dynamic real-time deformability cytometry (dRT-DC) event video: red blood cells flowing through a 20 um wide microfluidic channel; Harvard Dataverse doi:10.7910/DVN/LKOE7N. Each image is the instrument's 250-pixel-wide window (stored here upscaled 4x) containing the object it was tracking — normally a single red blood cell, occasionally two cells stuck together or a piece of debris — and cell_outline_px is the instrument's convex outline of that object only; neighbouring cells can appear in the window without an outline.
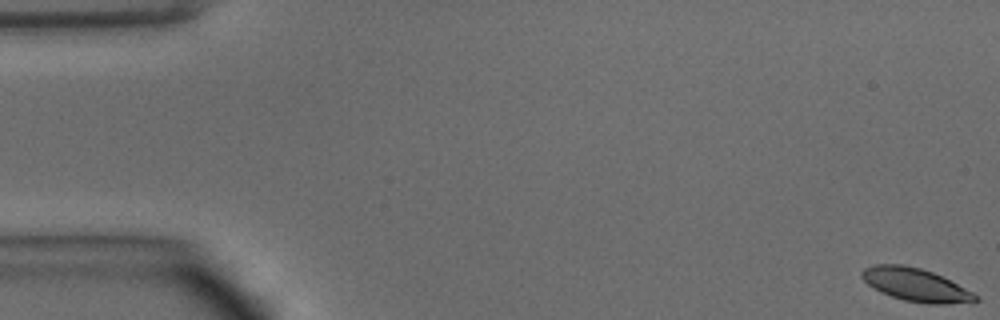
{"species": "common noctule bat (a hibernating species)", "species_latin": "Nyctalus noctula", "temperature_condition": "warm", "stored_images_in_passage": 50, "camera_frame_rate_fps": 3000, "um_per_image_px": 0.085, "animal": {"sex": "male", "body_mass_g": 15.6}, "frame": {"image": 1, "passage_image": 1, "time_ms": 0.0, "image_size_px": [1000, 320], "cell_outline_px": [[980, 300], [944, 304], [928, 304], [904, 300], [880, 292], [868, 284], [860, 276], [860, 272], [864, 268], [876, 264], [904, 264], [920, 268], [932, 272], [980, 296]], "centroid_in_image_um": [77.79, 24.2], "position_along_channel_um": 7.2, "area_um2": 21.62}}
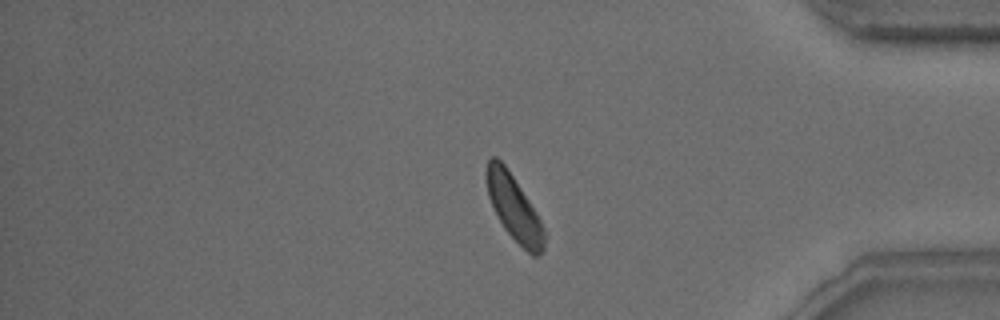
{"frame": {"image": 2, "passage_image": 42, "time_ms": 13.667, "image_size_px": [1000, 320], "cell_outline_px": [[544, 248], [536, 256], [532, 256], [504, 228], [488, 196], [484, 172], [488, 160], [492, 156], [496, 156], [504, 164], [536, 212], [544, 228]], "centroid_in_image_um": [43.66, 17.63], "position_along_channel_um": 391.5, "area_um2": 21.44}}
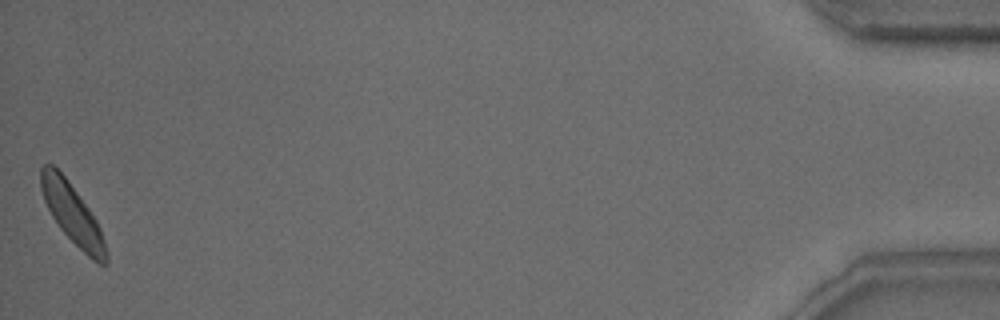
{"frame": {"image": 3, "passage_image": 50, "time_ms": 16.333, "image_size_px": [1000, 320], "cell_outline_px": [[108, 264], [100, 264], [92, 260], [60, 228], [52, 216], [44, 200], [40, 188], [40, 168], [44, 164], [52, 164], [68, 180], [88, 208], [96, 220], [100, 228], [108, 252]], "centroid_in_image_um": [6.15, 18.18], "position_along_channel_um": 429.0, "area_um2": 22.37}, "authors_computed_cell_mechanics": {"area_um2": 22.5131, "velocity_mm_per_s": 4.0478, "shape_relaxation_time_tau1_ms": 9.6128, "shape_relaxation_time_tau2_ms": 5.5392, "deformation_change_tau1": 0.2586, "deformation_change_tau2": 0.1207}}